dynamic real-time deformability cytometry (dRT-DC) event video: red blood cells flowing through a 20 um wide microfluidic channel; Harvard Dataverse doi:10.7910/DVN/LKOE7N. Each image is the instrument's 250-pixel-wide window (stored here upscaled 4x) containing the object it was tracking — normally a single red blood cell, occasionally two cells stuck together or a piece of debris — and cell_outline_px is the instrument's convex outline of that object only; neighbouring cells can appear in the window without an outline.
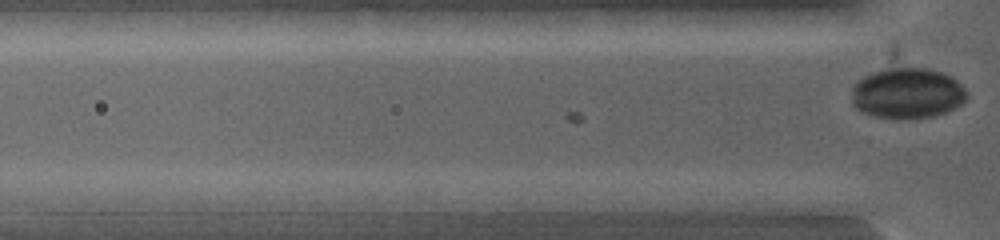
{"species": "common noctule bat (a hibernating species)", "species_latin": "Nyctalus noctula", "temperature_condition": "warm", "stored_images_in_passage": 8, "segment_of_instrument_passage": [1, 2], "camera_frame_rate_fps": 5000, "um_per_image_px": 0.085, "animal": {"sex": "female", "body_mass_g": 19.0, "forearm_length_mm": 53.3}, "frame": {"image": 1, "passage_image": 6, "time_ms": 1.0, "image_size_px": [1000, 240], "cell_outline_px": [[480, 200], [472, 212], [468, 216], [436, 216], [404, 212], [412, 200], [424, 188]], "centroid_in_image_um": [37.51, 17.36], "position_along_channel_um": 88.3, "area_um2": 10.29}}